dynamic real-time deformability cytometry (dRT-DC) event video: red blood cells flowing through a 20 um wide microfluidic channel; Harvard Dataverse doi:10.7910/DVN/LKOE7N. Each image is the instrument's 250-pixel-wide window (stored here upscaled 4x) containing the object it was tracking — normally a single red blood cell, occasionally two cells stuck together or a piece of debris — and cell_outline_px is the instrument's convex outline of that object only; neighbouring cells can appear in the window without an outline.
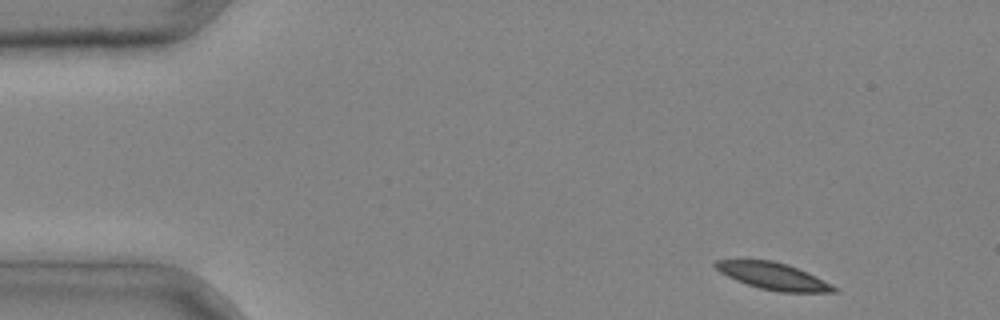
{"species": "common noctule bat (a hibernating species)", "species_latin": "Nyctalus noctula", "temperature_condition": "cold", "stored_images_in_passage": 4, "camera_frame_rate_fps": 3000, "um_per_image_px": 0.085, "animal": {"sex": "male", "body_mass_g": 20.4}, "frame": {"image": 1, "passage_image": 1, "time_ms": 0.0, "image_size_px": [1000, 320], "cell_outline_px": [[840, 292], [780, 292], [760, 288], [736, 280], [720, 272], [712, 264], [716, 260], [772, 260], [788, 264], [808, 272], [840, 288]], "centroid_in_image_um": [65.78, 23.47], "position_along_channel_um": 19.2, "area_um2": 18.61}}
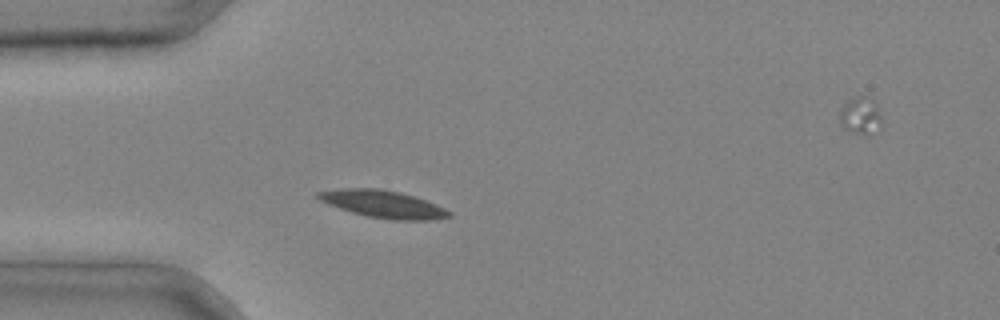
{"frame": {"image": 2, "passage_image": 3, "time_ms": 0.667, "image_size_px": [1000, 320], "cell_outline_px": [[452, 216], [436, 220], [392, 220], [368, 216], [352, 212], [328, 204], [320, 200], [316, 196], [316, 192], [340, 188], [380, 188], [400, 192], [436, 204], [452, 212]], "centroid_in_image_um": [32.58, 17.35], "position_along_channel_um": 52.4, "area_um2": 20.87}}